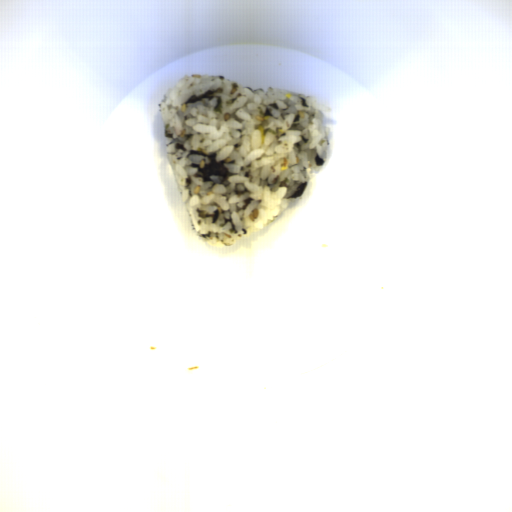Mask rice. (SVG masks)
<instances>
[{
  "mask_svg": "<svg viewBox=\"0 0 512 512\" xmlns=\"http://www.w3.org/2000/svg\"><path fill=\"white\" fill-rule=\"evenodd\" d=\"M314 95L192 73L158 102L166 159L195 237L219 252L307 202L332 155Z\"/></svg>",
  "mask_w": 512,
  "mask_h": 512,
  "instance_id": "1",
  "label": "rice"
}]
</instances>
